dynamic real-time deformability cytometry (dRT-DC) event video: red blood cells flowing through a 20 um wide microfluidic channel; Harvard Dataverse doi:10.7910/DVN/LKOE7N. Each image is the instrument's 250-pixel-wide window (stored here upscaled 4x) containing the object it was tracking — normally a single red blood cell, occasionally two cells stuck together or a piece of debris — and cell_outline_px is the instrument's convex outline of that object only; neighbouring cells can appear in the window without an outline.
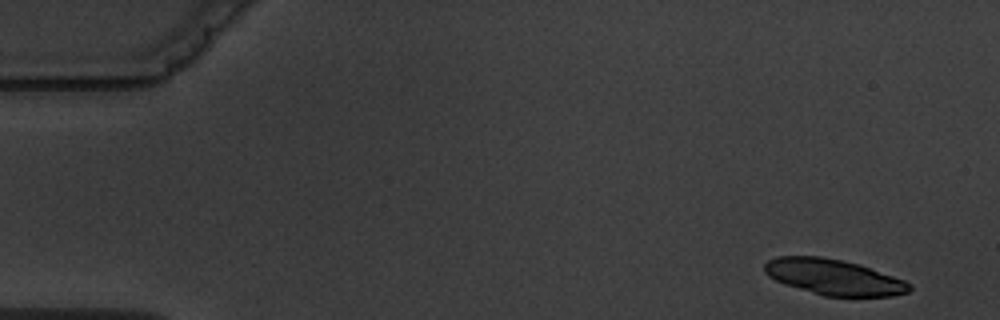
{"species": "common noctule bat (a hibernating species)", "species_latin": "Nyctalus noctula", "temperature_condition": "warm", "stored_images_in_passage": 5, "camera_frame_rate_fps": 3000, "um_per_image_px": 0.085, "animal": {"sex": "male", "body_mass_g": 19.5, "forearm_length_mm": 54.6}, "frame": {"image": 1, "passage_image": 1, "time_ms": 0.0, "image_size_px": [1000, 320], "cell_outline_px": [[912, 288], [908, 292], [892, 296], [824, 296], [784, 284], [768, 276], [764, 272], [764, 264], [768, 260], [776, 256], [820, 256], [860, 264], [904, 280], [912, 284]], "centroid_in_image_um": [70.86, 23.55], "position_along_channel_um": 14.1, "area_um2": 30.11}}